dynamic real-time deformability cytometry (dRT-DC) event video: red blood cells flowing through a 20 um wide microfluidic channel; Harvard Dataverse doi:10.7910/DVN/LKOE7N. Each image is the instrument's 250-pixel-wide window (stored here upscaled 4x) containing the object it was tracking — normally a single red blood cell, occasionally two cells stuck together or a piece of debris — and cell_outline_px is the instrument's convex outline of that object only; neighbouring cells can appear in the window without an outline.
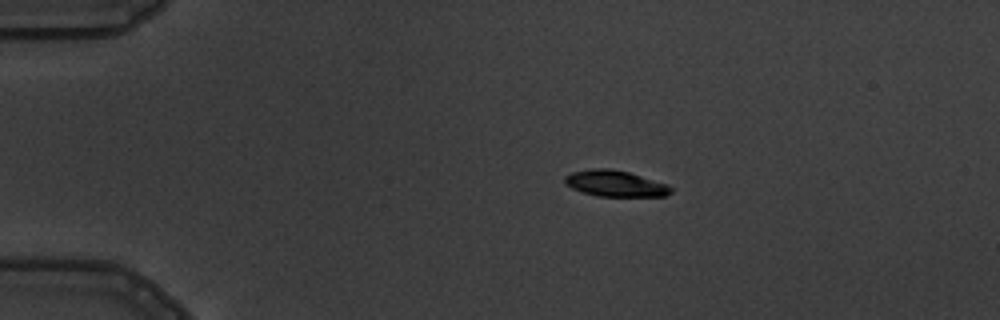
{"species": "common noctule bat (a hibernating species)", "species_latin": "Nyctalus noctula", "temperature_condition": "warm", "stored_images_in_passage": 6, "camera_frame_rate_fps": 3000, "um_per_image_px": 0.085, "animal": {"sex": "male", "body_mass_g": 19.5, "forearm_length_mm": 54.6}, "frame": {"image": 1, "passage_image": 2, "time_ms": 1.333, "image_size_px": [1000, 320], "cell_outline_px": [[672, 192], [664, 196], [596, 196], [572, 188], [564, 184], [564, 176], [572, 172], [592, 168], [612, 168], [628, 172], [668, 184], [672, 188]], "centroid_in_image_um": [52.28, 15.59], "position_along_channel_um": 32.7, "area_um2": 16.18}}
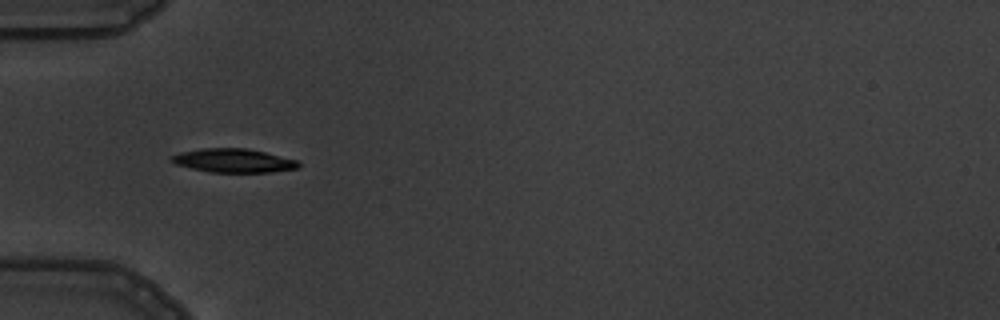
{"frame": {"image": 2, "passage_image": 4, "time_ms": 3.667, "image_size_px": [1000, 320], "cell_outline_px": [[300, 168], [272, 172], [208, 172], [176, 164], [168, 160], [168, 156], [180, 152], [204, 148], [248, 148], [296, 160], [300, 164]], "centroid_in_image_um": [19.81, 13.65], "position_along_channel_um": 65.2, "area_um2": 17.63}}
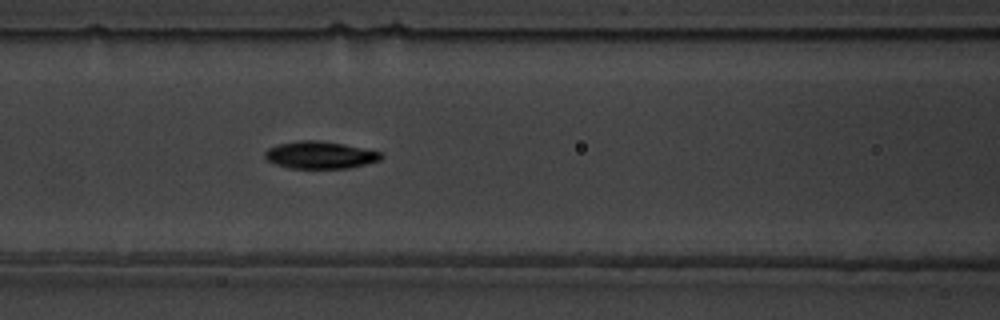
{"frame": {"image": 3, "passage_image": 6, "time_ms": 5.667, "image_size_px": [1000, 320], "cell_outline_px": [[384, 156], [380, 160], [348, 168], [288, 168], [276, 164], [268, 160], [264, 156], [264, 152], [268, 148], [280, 144], [300, 140], [316, 140], [344, 144], [380, 152]], "centroid_in_image_um": [27.19, 13.18], "position_along_channel_um": 139.4, "area_um2": 18.26}}